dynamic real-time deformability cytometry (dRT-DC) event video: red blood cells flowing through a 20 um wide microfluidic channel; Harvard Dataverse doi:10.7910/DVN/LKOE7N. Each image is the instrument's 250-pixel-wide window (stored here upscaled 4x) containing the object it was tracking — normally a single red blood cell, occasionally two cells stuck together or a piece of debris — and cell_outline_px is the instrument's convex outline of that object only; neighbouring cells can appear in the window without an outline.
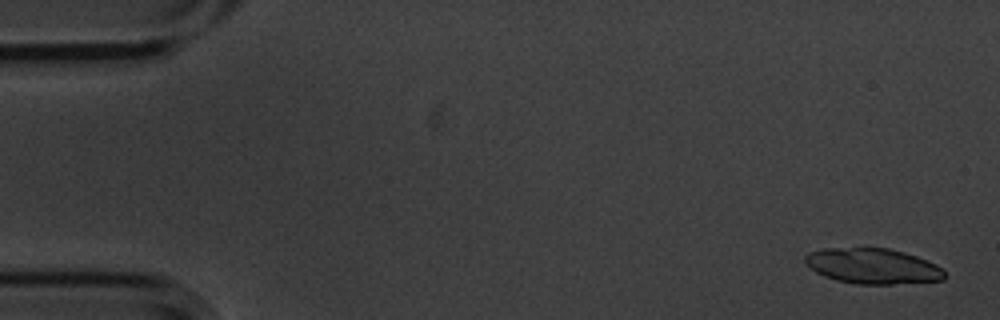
{"species": "common noctule bat (a hibernating species)", "species_latin": "Nyctalus noctula", "temperature_condition": "cold", "stored_images_in_passage": 4, "camera_frame_rate_fps": 3000, "um_per_image_px": 0.085, "animal": {"sex": "male", "body_mass_g": 20.1, "forearm_length_mm": 53.5}, "frame": {"image": 1, "passage_image": 1, "time_ms": 0.0, "image_size_px": [1000, 320], "cell_outline_px": [[944, 280], [892, 284], [856, 284], [836, 280], [824, 276], [816, 272], [804, 260], [804, 256], [808, 252], [824, 248], [888, 248], [904, 252], [916, 256], [936, 264], [944, 272]], "centroid_in_image_um": [74.16, 22.61], "position_along_channel_um": 10.8, "area_um2": 28.67}}